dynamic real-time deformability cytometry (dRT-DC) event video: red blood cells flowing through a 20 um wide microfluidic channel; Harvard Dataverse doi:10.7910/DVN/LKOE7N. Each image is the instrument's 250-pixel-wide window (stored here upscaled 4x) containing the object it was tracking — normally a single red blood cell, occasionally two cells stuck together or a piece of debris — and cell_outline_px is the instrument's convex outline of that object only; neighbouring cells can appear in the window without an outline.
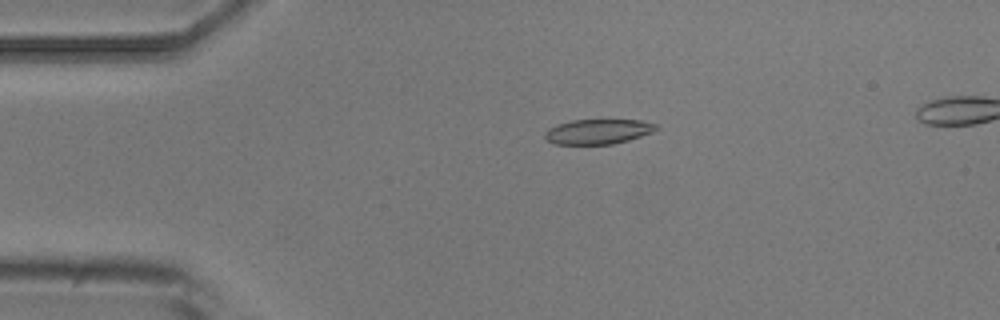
{"species": "common noctule bat (a hibernating species)", "species_latin": "Nyctalus noctula", "temperature_condition": "room temperature", "stored_images_in_passage": 4, "camera_frame_rate_fps": 3000, "um_per_image_px": 0.085, "animal": {"sex": "male", "body_mass_g": 20.5, "forearm_length_mm": 52.5}, "frame": {"image": 1, "passage_image": 2, "time_ms": 1.0, "image_size_px": [1000, 320], "cell_outline_px": [[660, 128], [652, 132], [628, 140], [612, 144], [556, 144], [548, 140], [544, 136], [544, 132], [548, 128], [556, 124], [572, 120], [640, 120], [656, 124]], "centroid_in_image_um": [50.82, 11.18], "position_along_channel_um": 34.2, "area_um2": 16.13}}